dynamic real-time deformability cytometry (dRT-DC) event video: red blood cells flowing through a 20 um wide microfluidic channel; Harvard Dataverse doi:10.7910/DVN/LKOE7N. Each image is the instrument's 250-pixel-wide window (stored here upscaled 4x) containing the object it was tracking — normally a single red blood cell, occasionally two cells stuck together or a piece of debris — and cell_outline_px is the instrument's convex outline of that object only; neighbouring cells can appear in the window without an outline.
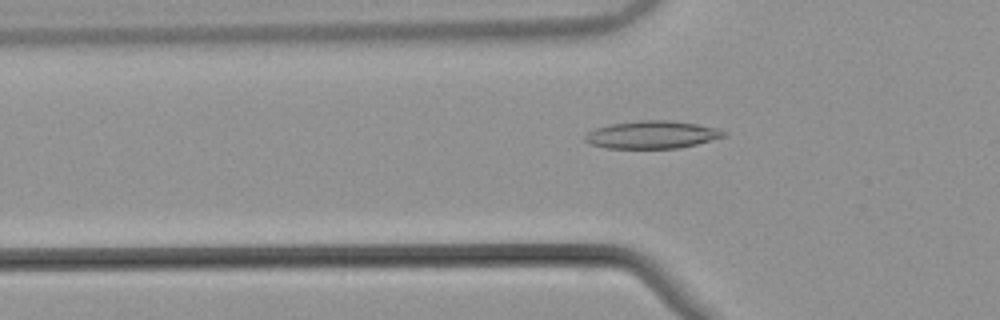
{"species": "common noctule bat (a hibernating species)", "species_latin": "Nyctalus noctula", "temperature_condition": "warm", "stored_images_in_passage": 40, "camera_frame_rate_fps": 3000, "um_per_image_px": 0.085, "animal": {"sex": "male", "body_mass_g": 21.5, "forearm_length_mm": 52.0}, "frame": {"image": 1, "passage_image": 5, "time_ms": 1.333, "image_size_px": [1000, 320], "cell_outline_px": [[724, 136], [696, 144], [680, 148], [604, 148], [588, 144], [584, 140], [584, 136], [588, 132], [596, 128], [608, 124], [640, 120], [668, 120], [696, 124], [716, 128], [724, 132]], "centroid_in_image_um": [55.33, 11.45], "position_along_channel_um": 70.5, "area_um2": 22.25}}
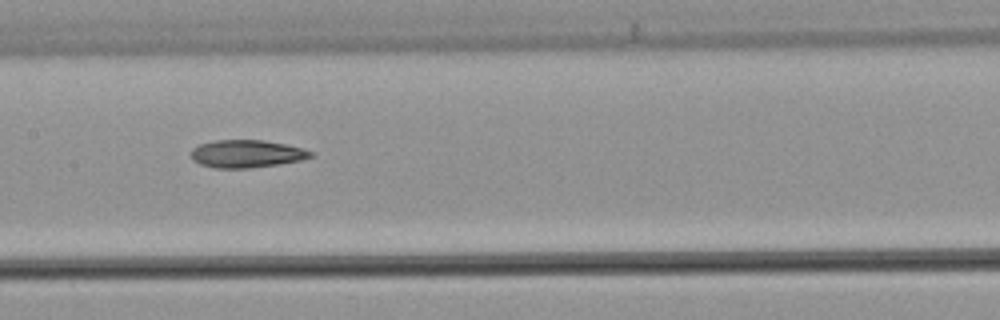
{"frame": {"image": 2, "passage_image": 14, "time_ms": 4.333, "image_size_px": [1000, 320], "cell_outline_px": [[312, 156], [300, 160], [280, 164], [248, 168], [216, 168], [200, 164], [192, 160], [192, 148], [200, 144], [216, 140], [264, 140], [284, 144], [300, 148], [312, 152]], "centroid_in_image_um": [20.92, 13.07], "position_along_channel_um": 186.5, "area_um2": 19.07}}
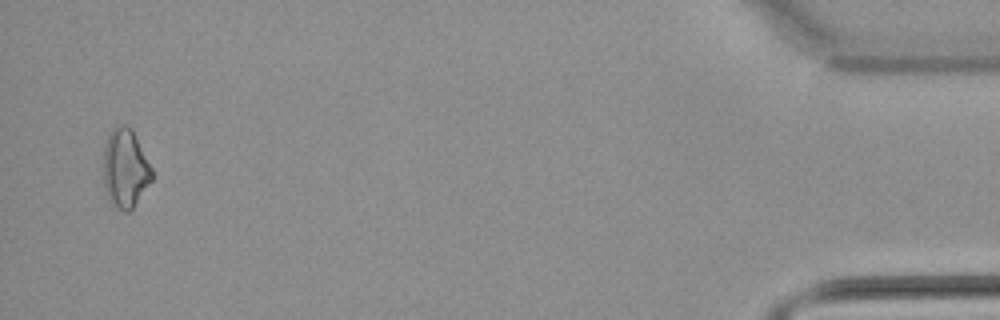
{"frame": {"image": 3, "passage_image": 39, "time_ms": 12.667, "image_size_px": [1000, 320], "cell_outline_px": [[152, 180], [132, 208], [128, 212], [124, 212], [112, 204], [108, 196], [104, 184], [104, 148], [108, 136], [112, 128], [120, 124], [124, 124], [132, 128], [152, 168]], "centroid_in_image_um": [10.65, 14.29], "position_along_channel_um": 424.5, "area_um2": 22.08}}